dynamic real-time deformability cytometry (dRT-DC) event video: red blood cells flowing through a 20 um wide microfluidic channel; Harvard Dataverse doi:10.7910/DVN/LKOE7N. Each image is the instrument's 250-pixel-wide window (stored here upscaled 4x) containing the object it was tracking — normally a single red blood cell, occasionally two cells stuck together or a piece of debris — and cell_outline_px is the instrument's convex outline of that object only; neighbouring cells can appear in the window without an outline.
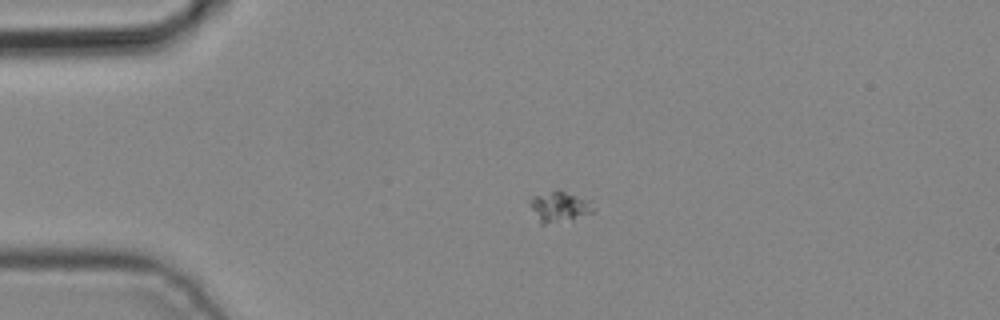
{"species": "common noctule bat (a hibernating species)", "species_latin": "Nyctalus noctula", "temperature_condition": "cold", "stored_images_in_passage": 4, "camera_frame_rate_fps": 3000, "um_per_image_px": 0.085, "animal": {"sex": "male", "body_mass_g": 19.2, "forearm_length_mm": 51.8}, "frame": {"image": 1, "passage_image": 3, "time_ms": 0.667, "image_size_px": [1000, 320], "cell_outline_px": [[596, 208], [592, 212], [572, 220], [544, 224], [540, 224], [528, 204], [532, 196], [552, 192], [564, 192], [592, 200]], "centroid_in_image_um": [47.57, 17.6], "position_along_channel_um": 37.4, "area_um2": 11.21}}